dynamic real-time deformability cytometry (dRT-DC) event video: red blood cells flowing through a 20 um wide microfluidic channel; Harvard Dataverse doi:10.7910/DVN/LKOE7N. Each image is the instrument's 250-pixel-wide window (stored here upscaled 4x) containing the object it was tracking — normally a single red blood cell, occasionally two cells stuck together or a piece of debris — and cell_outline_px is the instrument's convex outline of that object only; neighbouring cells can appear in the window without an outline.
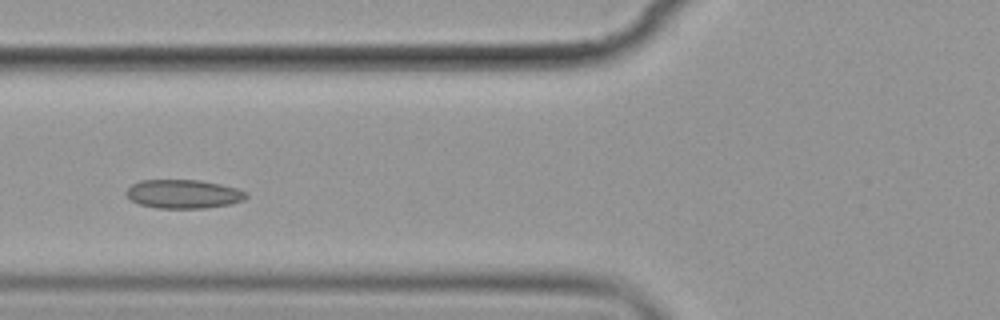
{"species": "common noctule bat (a hibernating species)", "species_latin": "Nyctalus noctula", "temperature_condition": "cold", "stored_images_in_passage": 12, "camera_frame_rate_fps": 3000, "um_per_image_px": 0.085, "animal": {"sex": "female", "body_mass_g": 19.9}, "frame": {"image": 1, "passage_image": 3, "time_ms": 2.333, "image_size_px": [1000, 320], "cell_outline_px": [[248, 196], [244, 200], [228, 204], [204, 208], [156, 208], [140, 204], [132, 200], [124, 192], [132, 184], [140, 180], [200, 180], [220, 184], [236, 188], [248, 192]], "centroid_in_image_um": [15.6, 16.48], "position_along_channel_um": 110.2, "area_um2": 20.06}}
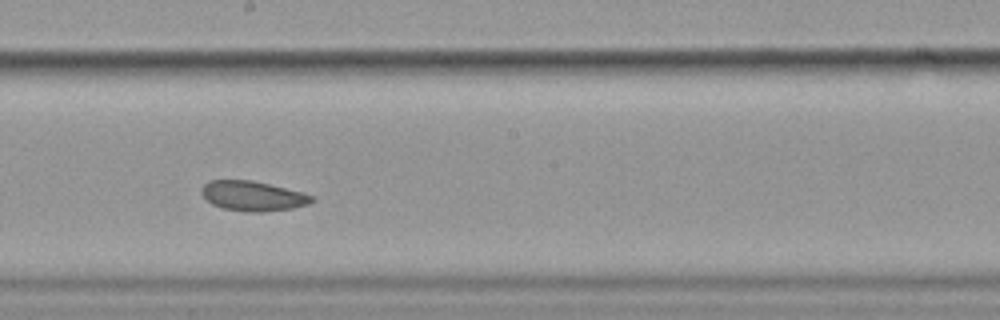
{"frame": {"image": 2, "passage_image": 6, "time_ms": 5.667, "image_size_px": [1000, 320], "cell_outline_px": [[316, 200], [308, 204], [292, 208], [260, 212], [244, 212], [224, 208], [212, 204], [200, 192], [200, 188], [208, 180], [252, 180], [300, 192], [312, 196]], "centroid_in_image_um": [21.45, 16.66], "position_along_channel_um": 226.8, "area_um2": 19.02}}
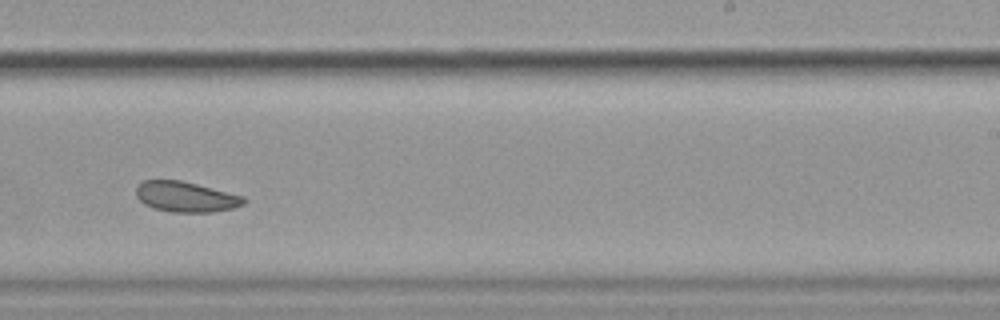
{"frame": {"image": 3, "passage_image": 7, "time_ms": 7.0, "image_size_px": [1000, 320], "cell_outline_px": [[248, 200], [244, 204], [232, 208], [212, 212], [172, 212], [156, 208], [144, 204], [136, 196], [136, 188], [144, 180], [180, 180], [244, 196]], "centroid_in_image_um": [15.81, 16.73], "position_along_channel_um": 273.2, "area_um2": 18.9}, "authors_computed_cell_mechanics": {"area_um2": 19.7387, "velocity_mm_per_s": 3.5008, "shape_relaxation_time_tau1_ms": 2.7766, "shape_relaxation_time_tau2_ms": null, "deformation_change_tau1": 0.0352, "deformation_change_tau2": null}}